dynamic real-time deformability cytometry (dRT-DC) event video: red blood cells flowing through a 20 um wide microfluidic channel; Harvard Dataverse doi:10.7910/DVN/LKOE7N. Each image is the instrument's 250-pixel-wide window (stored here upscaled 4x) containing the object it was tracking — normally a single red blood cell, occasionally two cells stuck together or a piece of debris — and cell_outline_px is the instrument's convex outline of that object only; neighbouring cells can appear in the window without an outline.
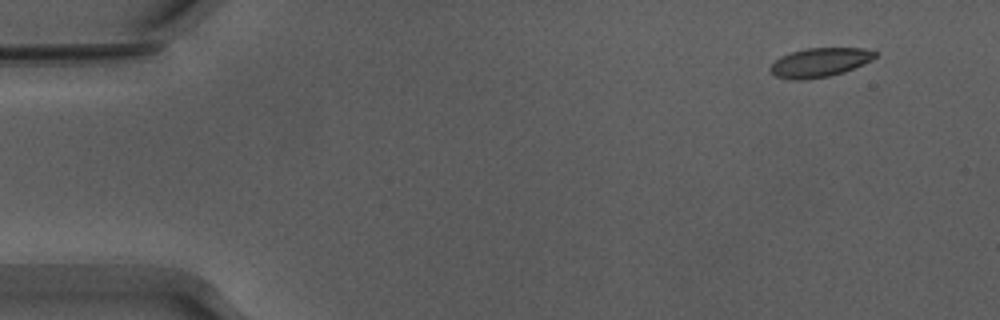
{"species": "Egyptian fruit bat (a non-hibernating species)", "species_latin": "Rousettus aegyptiacus", "temperature_condition": "warm", "stored_images_in_passage": 50, "camera_frame_rate_fps": 3000, "um_per_image_px": 0.085, "animal": {"sex": "male"}, "frame": {"image": 1, "passage_image": 1, "time_ms": 0.0, "image_size_px": [1000, 320], "cell_outline_px": [[880, 52], [872, 60], [864, 64], [844, 72], [828, 76], [804, 80], [788, 80], [776, 76], [768, 72], [768, 68], [780, 56], [792, 52], [808, 48], [864, 48]], "centroid_in_image_um": [69.67, 5.31], "position_along_channel_um": 15.3, "area_um2": 17.98}}
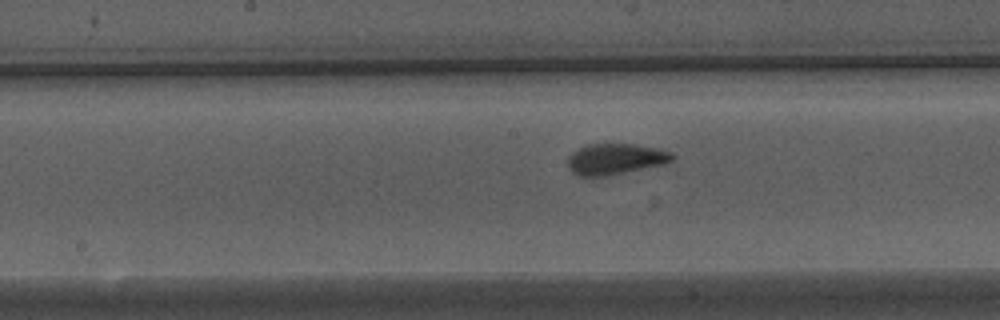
{"frame": {"image": 2, "passage_image": 24, "time_ms": 7.667, "image_size_px": [1000, 320], "cell_outline_px": [[676, 156], [672, 160], [660, 164], [592, 180], [576, 176], [568, 168], [568, 156], [572, 152], [588, 144], [632, 144], [656, 148], [668, 152]], "centroid_in_image_um": [52.19, 13.56], "position_along_channel_um": 196.0, "area_um2": 19.07}}
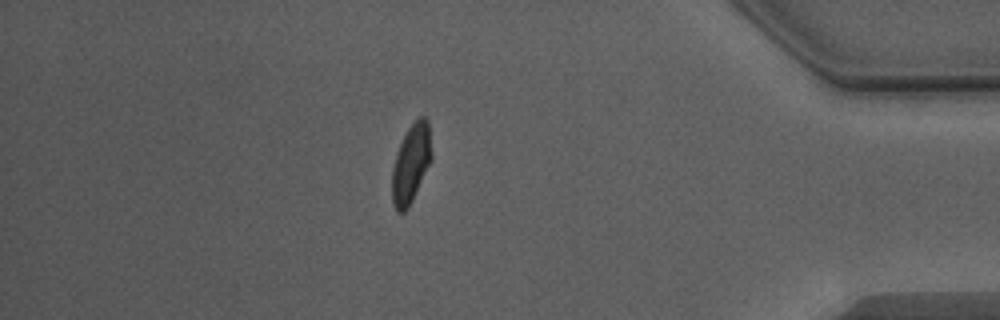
{"frame": {"image": 3, "passage_image": 43, "time_ms": 14.0, "image_size_px": [1000, 320], "cell_outline_px": [[432, 160], [408, 208], [404, 212], [396, 212], [392, 200], [392, 168], [400, 144], [408, 128], [420, 116], [424, 116], [428, 120], [432, 156]], "centroid_in_image_um": [34.94, 13.92], "position_along_channel_um": 400.3, "area_um2": 17.98}, "authors_computed_cell_mechanics": {"area_um2": 18.4093, "velocity_mm_per_s": 3.8662, "shape_relaxation_time_tau1_ms": 3.048, "shape_relaxation_time_tau2_ms": null, "deformation_change_tau1": 0.1518, "deformation_change_tau2": null}}